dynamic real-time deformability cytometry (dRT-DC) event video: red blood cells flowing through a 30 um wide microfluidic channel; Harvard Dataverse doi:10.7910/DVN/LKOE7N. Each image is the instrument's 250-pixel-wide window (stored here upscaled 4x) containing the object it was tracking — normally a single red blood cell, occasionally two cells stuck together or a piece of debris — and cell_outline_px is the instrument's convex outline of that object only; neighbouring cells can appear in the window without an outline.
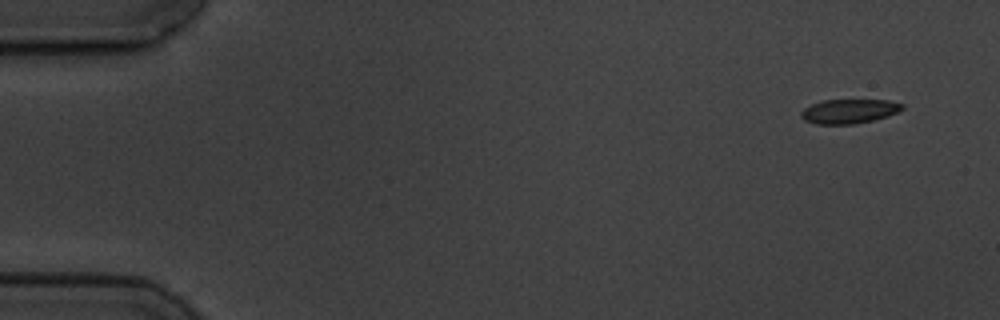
{"species": "common noctule bat (a hibernating species)", "species_latin": "Nyctalus noctula", "temperature_condition": "cold", "stored_images_in_passage": 6, "camera_frame_rate_fps": 3000, "um_per_image_px": 0.085, "animal": {"sex": "male", "body_mass_g": 19.5, "forearm_length_mm": 54.6}, "frame": {"image": 1, "passage_image": 1, "time_ms": 0.0, "image_size_px": [1000, 320], "cell_outline_px": [[904, 108], [888, 116], [872, 120], [852, 124], [816, 124], [804, 120], [800, 116], [800, 112], [804, 108], [820, 100], [888, 100], [904, 104]], "centroid_in_image_um": [72.14, 9.45], "position_along_channel_um": 12.9, "area_um2": 14.33}}
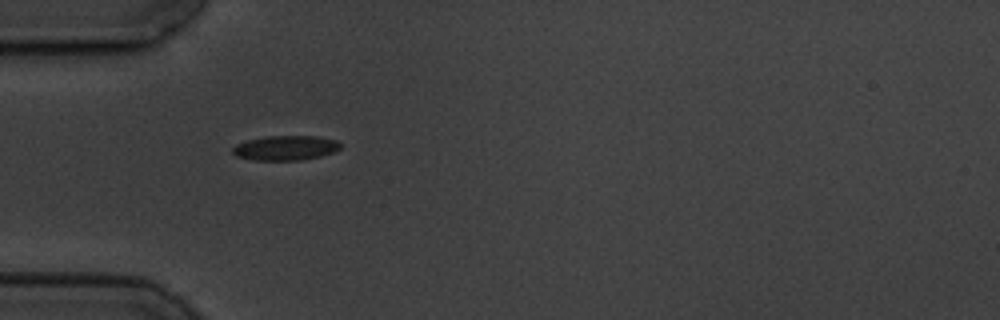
{"frame": {"image": 2, "passage_image": 5, "time_ms": 4.667, "image_size_px": [1000, 320], "cell_outline_px": [[340, 148], [332, 152], [320, 156], [300, 160], [256, 160], [236, 156], [232, 152], [232, 148], [236, 144], [248, 140], [268, 136], [316, 136], [336, 140], [340, 144]], "centroid_in_image_um": [24.25, 12.57], "position_along_channel_um": 60.7, "area_um2": 15.32}}
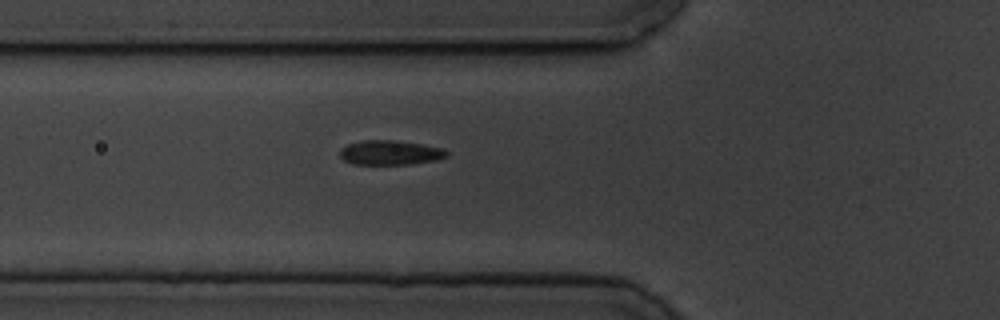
{"frame": {"image": 3, "passage_image": 6, "time_ms": 5.667, "image_size_px": [1000, 320], "cell_outline_px": [[448, 156], [436, 160], [412, 164], [352, 164], [344, 160], [340, 156], [340, 148], [348, 144], [360, 140], [396, 140], [420, 144], [440, 148], [448, 152]], "centroid_in_image_um": [33.13, 12.97], "position_along_channel_um": 92.7, "area_um2": 15.26}}